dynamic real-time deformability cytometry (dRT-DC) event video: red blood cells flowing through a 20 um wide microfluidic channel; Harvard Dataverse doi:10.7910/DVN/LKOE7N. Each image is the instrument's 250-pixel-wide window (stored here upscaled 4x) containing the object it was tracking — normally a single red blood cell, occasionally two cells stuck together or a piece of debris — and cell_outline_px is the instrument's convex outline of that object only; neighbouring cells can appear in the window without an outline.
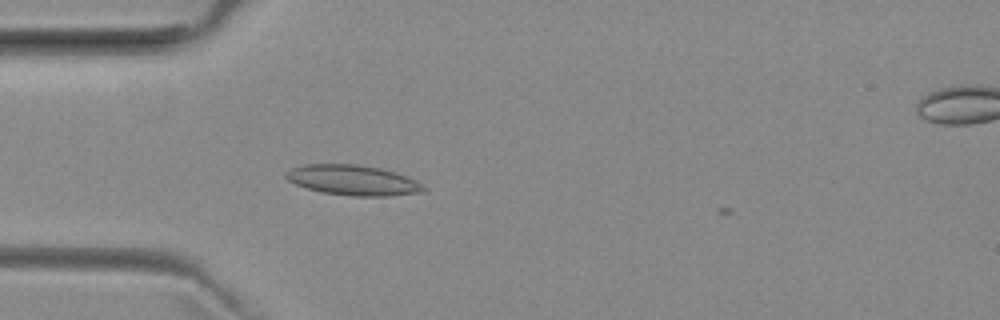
{"species": "common noctule bat (a hibernating species)", "species_latin": "Nyctalus noctula", "temperature_condition": "room temperature", "stored_images_in_passage": 37, "camera_frame_rate_fps": 3000, "um_per_image_px": 0.085, "animal": {"sex": "female", "body_mass_g": 29.2, "forearm_length_mm": 56.3}, "frame": {"image": 1, "passage_image": 4, "time_ms": 1.0, "image_size_px": [1000, 320], "cell_outline_px": [[428, 192], [388, 196], [352, 196], [320, 192], [296, 184], [288, 180], [284, 176], [284, 172], [292, 168], [304, 164], [356, 164], [380, 168], [396, 172], [408, 176], [424, 184], [428, 188]], "centroid_in_image_um": [30.07, 15.32], "position_along_channel_um": 54.9, "area_um2": 24.62}}
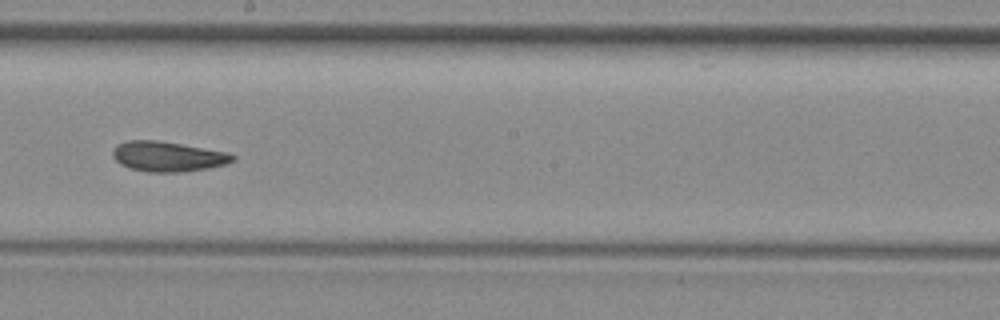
{"frame": {"image": 2, "passage_image": 18, "time_ms": 5.667, "image_size_px": [1000, 320], "cell_outline_px": [[236, 160], [228, 164], [208, 168], [180, 172], [148, 172], [128, 168], [120, 164], [112, 156], [112, 152], [116, 144], [128, 140], [160, 140], [228, 152], [236, 156]], "centroid_in_image_um": [14.27, 13.3], "position_along_channel_um": 233.9, "area_um2": 21.33}}
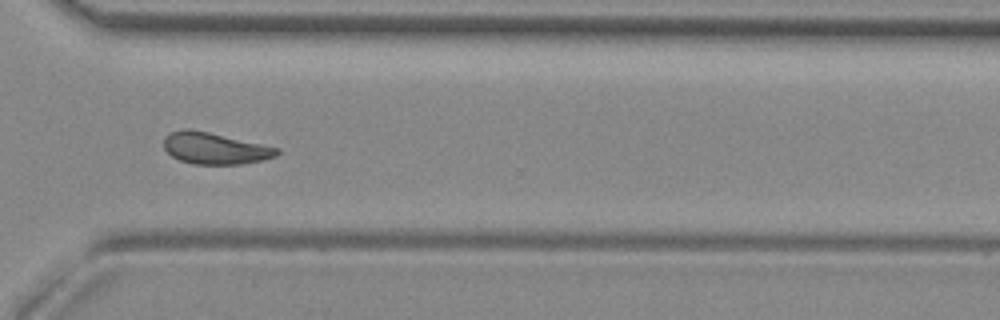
{"frame": {"image": 3, "passage_image": 27, "time_ms": 8.667, "image_size_px": [1000, 320], "cell_outline_px": [[280, 152], [276, 156], [260, 160], [240, 164], [192, 164], [180, 160], [172, 156], [164, 148], [164, 136], [168, 132], [184, 128], [188, 128], [208, 132], [280, 148]], "centroid_in_image_um": [18.22, 12.6], "position_along_channel_um": 352.4, "area_um2": 20.75}}